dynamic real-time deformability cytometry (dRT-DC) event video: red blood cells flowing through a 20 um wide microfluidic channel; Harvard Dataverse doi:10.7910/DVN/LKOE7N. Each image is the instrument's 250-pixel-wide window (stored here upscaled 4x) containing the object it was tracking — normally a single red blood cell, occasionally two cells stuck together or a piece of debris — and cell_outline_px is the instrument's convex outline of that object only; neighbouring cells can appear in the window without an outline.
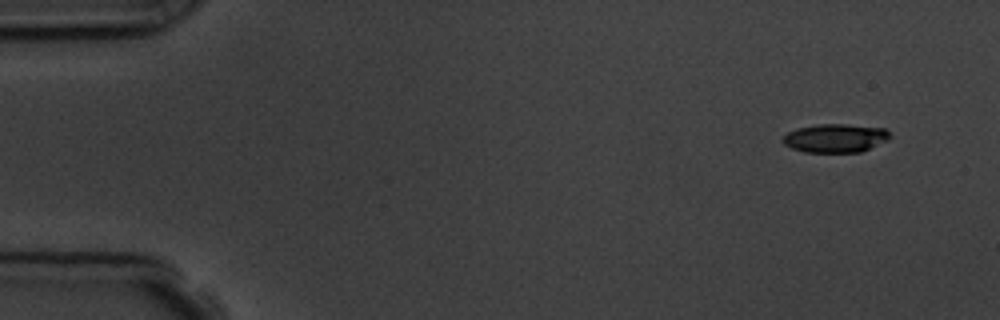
{"species": "common noctule bat (a hibernating species)", "species_latin": "Nyctalus noctula", "temperature_condition": "room temperature", "stored_images_in_passage": 6, "camera_frame_rate_fps": 3000, "um_per_image_px": 0.085, "animal": {"sex": "male", "body_mass_g": 19.5, "forearm_length_mm": 54.6}, "frame": {"image": 1, "passage_image": 1, "time_ms": 0.0, "image_size_px": [1000, 320], "cell_outline_px": [[892, 136], [888, 140], [860, 152], [804, 152], [792, 148], [784, 144], [780, 140], [788, 132], [796, 128], [816, 124], [844, 124], [884, 128]], "centroid_in_image_um": [70.98, 11.74], "position_along_channel_um": 14.0, "area_um2": 17.86}}
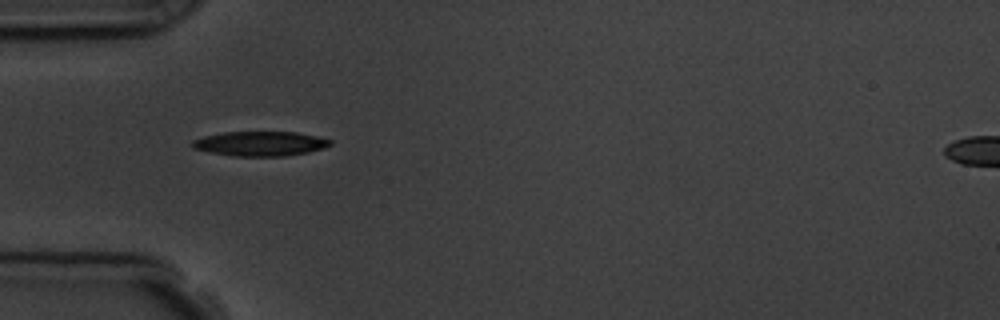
{"frame": {"image": 2, "passage_image": 5, "time_ms": 4.333, "image_size_px": [1000, 320], "cell_outline_px": [[332, 144], [324, 148], [308, 152], [284, 156], [236, 156], [212, 152], [192, 148], [188, 144], [192, 140], [204, 136], [224, 132], [296, 132], [316, 136], [332, 140]], "centroid_in_image_um": [22.1, 12.2], "position_along_channel_um": 62.9, "area_um2": 19.77}}